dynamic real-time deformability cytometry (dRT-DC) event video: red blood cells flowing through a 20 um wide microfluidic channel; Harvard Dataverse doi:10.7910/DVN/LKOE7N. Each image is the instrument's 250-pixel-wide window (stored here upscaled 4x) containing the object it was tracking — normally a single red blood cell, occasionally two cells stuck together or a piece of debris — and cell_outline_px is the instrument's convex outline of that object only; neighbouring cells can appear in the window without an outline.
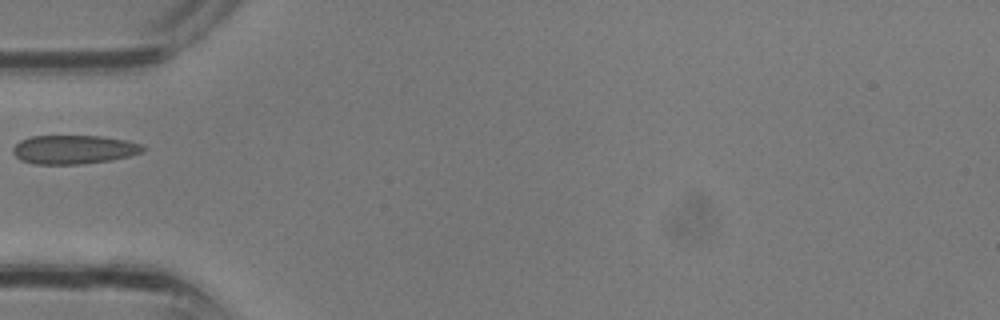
{"species": "common noctule bat (a hibernating species)", "species_latin": "Nyctalus noctula", "temperature_condition": "room temperature", "stored_images_in_passage": 2, "camera_frame_rate_fps": 3000, "um_per_image_px": 0.085, "animal": {"sex": "male", "body_mass_g": 13.3}, "frame": {"image": 1, "passage_image": 1, "time_ms": 0.0, "image_size_px": [1000, 320], "cell_outline_px": [[148, 148], [144, 152], [112, 160], [80, 164], [32, 164], [20, 160], [12, 152], [12, 148], [20, 140], [32, 136], [100, 136], [128, 140], [144, 144]], "centroid_in_image_um": [6.32, 12.71], "position_along_channel_um": 78.7, "area_um2": 22.14}}